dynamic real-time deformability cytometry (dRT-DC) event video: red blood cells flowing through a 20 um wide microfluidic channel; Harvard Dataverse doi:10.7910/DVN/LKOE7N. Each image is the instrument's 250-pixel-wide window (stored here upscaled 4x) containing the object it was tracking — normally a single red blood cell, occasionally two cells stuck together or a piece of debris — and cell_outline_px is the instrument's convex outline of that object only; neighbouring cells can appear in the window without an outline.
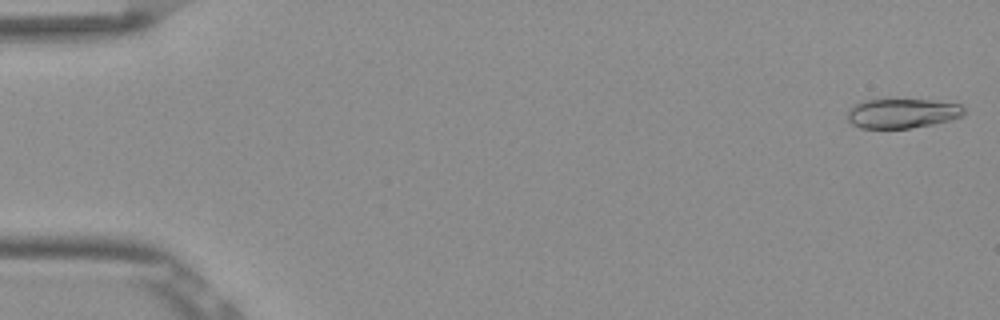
{"species": "Egyptian fruit bat (a non-hibernating species)", "species_latin": "Rousettus aegyptiacus", "temperature_condition": "room temperature", "stored_images_in_passage": 52, "camera_frame_rate_fps": 3000, "um_per_image_px": 0.085, "frame": {"image": 1, "passage_image": 1, "time_ms": 0.0, "image_size_px": [1000, 320], "cell_outline_px": [[964, 116], [932, 124], [912, 128], [860, 128], [852, 124], [848, 120], [848, 108], [852, 104], [864, 100], [888, 96], [932, 100], [960, 104], [964, 108]], "centroid_in_image_um": [76.64, 9.57], "position_along_channel_um": 8.4, "area_um2": 21.1}}
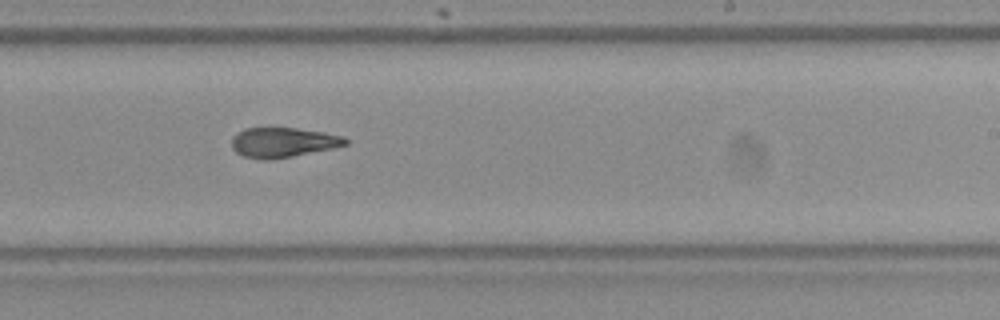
{"frame": {"image": 2, "passage_image": 32, "time_ms": 10.333, "image_size_px": [1000, 320], "cell_outline_px": [[348, 144], [332, 148], [272, 160], [264, 160], [244, 156], [236, 152], [232, 148], [232, 136], [236, 132], [244, 128], [296, 128], [324, 132], [344, 136], [348, 140]], "centroid_in_image_um": [24.04, 12.1], "position_along_channel_um": 265.0, "area_um2": 19.83}}
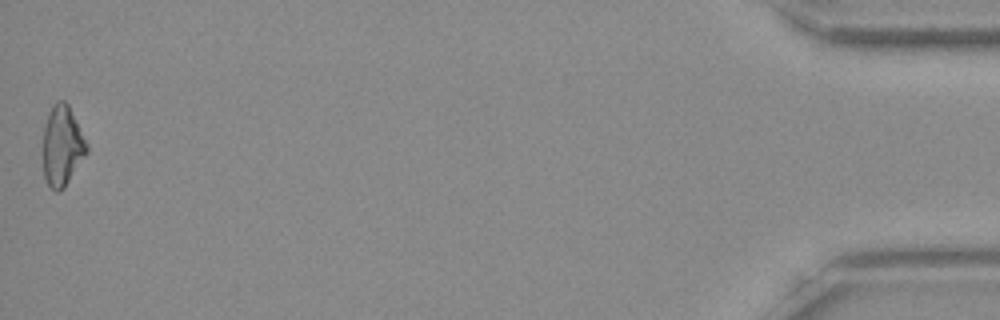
{"frame": {"image": 3, "passage_image": 52, "time_ms": 17.0, "image_size_px": [1000, 320], "cell_outline_px": [[88, 152], [64, 188], [60, 192], [56, 192], [48, 184], [44, 176], [44, 128], [48, 112], [52, 104], [56, 100], [64, 100], [68, 104], [88, 144]], "centroid_in_image_um": [5.3, 12.38], "position_along_channel_um": 429.9, "area_um2": 20.4}, "authors_computed_cell_mechanics": {"area_um2": 20.4034, "velocity_mm_per_s": 3.8824, "shape_relaxation_time_tau1_ms": 4.0995, "shape_relaxation_time_tau2_ms": 2.4635, "deformation_change_tau1": 0.1562, "deformation_change_tau2": 0.1029}}